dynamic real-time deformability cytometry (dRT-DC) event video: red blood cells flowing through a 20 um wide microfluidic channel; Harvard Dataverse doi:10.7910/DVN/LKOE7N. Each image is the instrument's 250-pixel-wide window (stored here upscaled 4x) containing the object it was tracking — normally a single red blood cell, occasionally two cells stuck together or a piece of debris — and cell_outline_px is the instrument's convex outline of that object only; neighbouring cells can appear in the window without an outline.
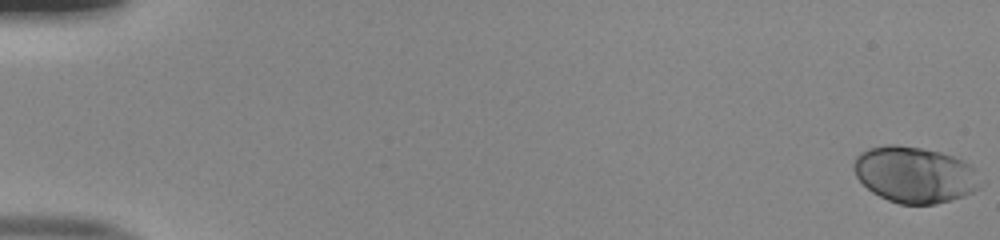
{"species": "human", "species_latin": "Homo sapiens", "temperature_condition": "room temperature", "stored_images_in_passage": 53, "camera_frame_rate_fps": 3000, "um_per_image_px": 0.085, "donor": {"sex": "male"}, "frame": {"image": 1, "passage_image": 1, "time_ms": 0.0, "image_size_px": [1000, 240], "cell_outline_px": [[984, 180], [980, 188], [964, 196], [936, 204], [900, 204], [888, 200], [872, 192], [856, 176], [852, 168], [852, 164], [856, 156], [860, 152], [868, 148], [884, 144], [896, 144], [920, 148], [940, 152], [964, 160], [972, 164], [976, 168]], "centroid_in_image_um": [77.79, 14.84], "position_along_channel_um": 7.2, "area_um2": 42.08}}
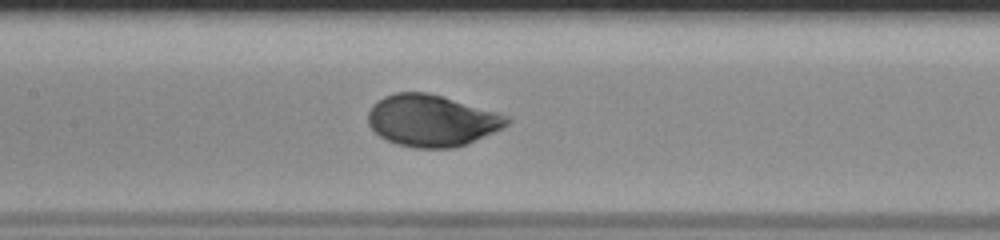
{"frame": {"image": 2, "passage_image": 27, "time_ms": 8.667, "image_size_px": [1000, 240], "cell_outline_px": [[512, 120], [504, 128], [468, 144], [456, 148], [412, 148], [396, 144], [380, 136], [368, 124], [368, 112], [372, 104], [384, 96], [396, 92], [428, 92], [444, 96], [500, 112], [508, 116]], "centroid_in_image_um": [36.75, 10.24], "position_along_channel_um": 170.7, "area_um2": 42.43}}
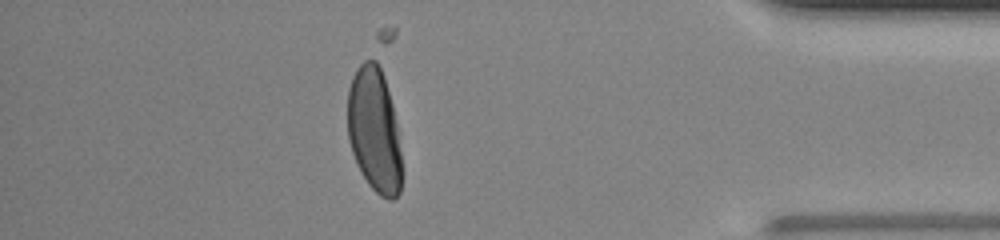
{"frame": {"image": 3, "passage_image": 47, "time_ms": 15.333, "image_size_px": [1000, 240], "cell_outline_px": [[400, 192], [392, 200], [388, 200], [380, 196], [368, 184], [360, 172], [356, 164], [348, 140], [348, 88], [352, 76], [356, 68], [364, 60], [376, 60], [384, 76], [392, 104], [396, 124], [400, 152]], "centroid_in_image_um": [31.78, 11.06], "position_along_channel_um": 403.4, "area_um2": 39.19}}